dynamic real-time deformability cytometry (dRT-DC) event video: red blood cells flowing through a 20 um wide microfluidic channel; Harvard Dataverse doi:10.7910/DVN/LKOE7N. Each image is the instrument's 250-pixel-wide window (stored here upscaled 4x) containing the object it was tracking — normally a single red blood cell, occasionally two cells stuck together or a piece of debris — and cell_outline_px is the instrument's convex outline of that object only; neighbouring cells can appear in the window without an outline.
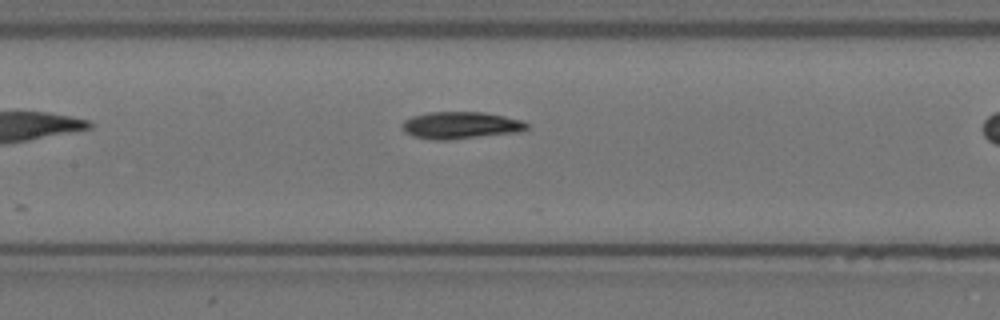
{"species": "Egyptian fruit bat (a non-hibernating species)", "species_latin": "Rousettus aegyptiacus", "temperature_condition": "warm", "stored_images_in_passage": 16, "camera_frame_rate_fps": 3000, "um_per_image_px": 0.085, "animal": {"sex": "female"}, "frame": {"image": 1, "passage_image": 9, "time_ms": 2.667, "image_size_px": [1000, 320], "cell_outline_px": [[528, 128], [520, 132], [448, 140], [432, 140], [412, 136], [404, 132], [400, 124], [404, 120], [412, 116], [428, 112], [484, 112], [504, 116], [520, 120], [528, 124]], "centroid_in_image_um": [39.11, 10.65], "position_along_channel_um": 168.3, "area_um2": 19.83}}
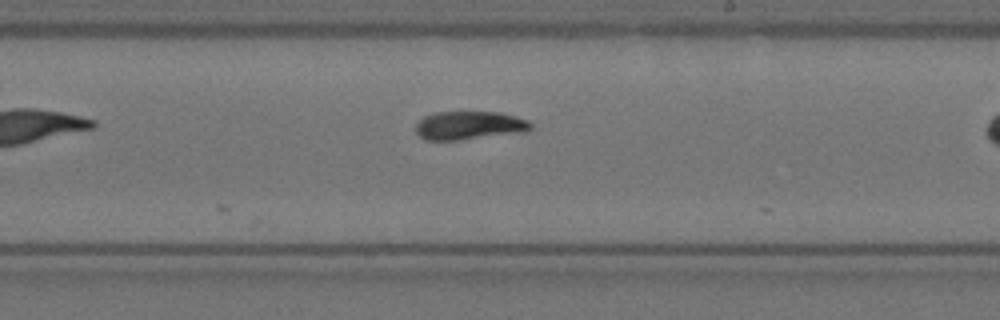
{"frame": {"image": 2, "passage_image": 16, "time_ms": 5.0, "image_size_px": [1000, 320], "cell_outline_px": [[532, 128], [524, 132], [460, 140], [424, 140], [416, 132], [416, 124], [424, 116], [436, 112], [500, 112], [516, 116], [528, 120], [532, 124]], "centroid_in_image_um": [39.9, 10.66], "position_along_channel_um": 249.1, "area_um2": 19.13}}